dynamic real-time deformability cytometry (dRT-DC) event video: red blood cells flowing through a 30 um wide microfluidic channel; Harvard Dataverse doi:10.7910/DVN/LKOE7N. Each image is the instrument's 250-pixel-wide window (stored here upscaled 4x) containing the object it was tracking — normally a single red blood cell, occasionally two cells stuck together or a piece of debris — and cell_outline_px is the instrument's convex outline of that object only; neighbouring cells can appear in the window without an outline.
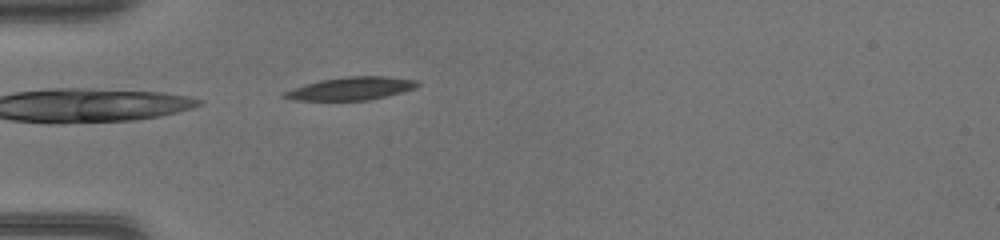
{"species": "common noctule bat (a hibernating species)", "species_latin": "Nyctalus noctula", "temperature_condition": "warm", "stored_images_in_passage": 33, "camera_frame_rate_fps": 3000, "um_per_image_px": 0.085, "animal": {"sex": "female", "body_mass_g": 17.0, "forearm_length_mm": 48.0}, "frame": {"image": 1, "passage_image": 1, "time_ms": 0.0, "image_size_px": [1000, 240], "cell_outline_px": [[420, 84], [416, 88], [368, 100], [296, 100], [280, 96], [280, 92], [292, 88], [320, 80], [352, 76], [384, 76], [416, 80]], "centroid_in_image_um": [29.79, 7.52], "position_along_channel_um": 55.2, "area_um2": 17.63}}
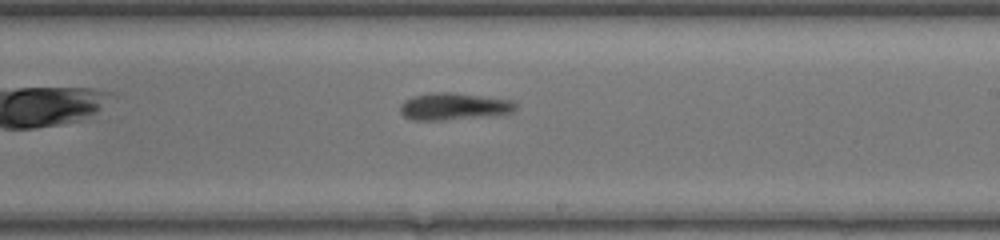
{"frame": {"image": 2, "passage_image": 15, "time_ms": 4.667, "image_size_px": [1000, 240], "cell_outline_px": [[516, 108], [512, 112], [444, 120], [412, 120], [404, 116], [400, 112], [400, 104], [404, 100], [412, 96], [432, 92], [452, 92], [512, 100], [516, 104]], "centroid_in_image_um": [38.49, 9.03], "position_along_channel_um": 250.5, "area_um2": 17.98}}
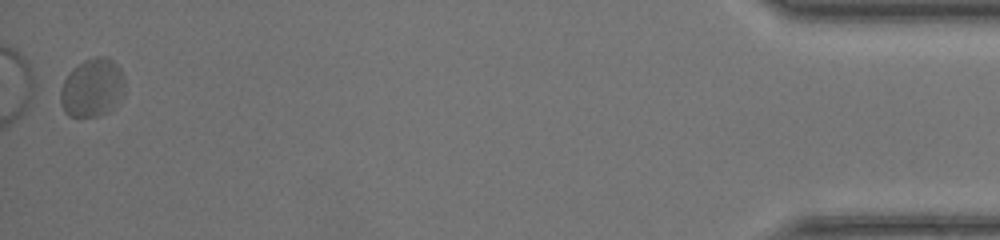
{"frame": {"image": 3, "passage_image": 33, "time_ms": 10.667, "image_size_px": [1000, 240], "cell_outline_px": [[124, 92], [120, 100], [108, 112], [96, 116], [68, 116], [64, 112], [60, 104], [60, 88], [68, 72], [72, 68], [84, 60], [96, 56], [108, 56], [120, 68], [124, 76]], "centroid_in_image_um": [7.83, 7.44], "position_along_channel_um": 427.4, "area_um2": 22.2}}